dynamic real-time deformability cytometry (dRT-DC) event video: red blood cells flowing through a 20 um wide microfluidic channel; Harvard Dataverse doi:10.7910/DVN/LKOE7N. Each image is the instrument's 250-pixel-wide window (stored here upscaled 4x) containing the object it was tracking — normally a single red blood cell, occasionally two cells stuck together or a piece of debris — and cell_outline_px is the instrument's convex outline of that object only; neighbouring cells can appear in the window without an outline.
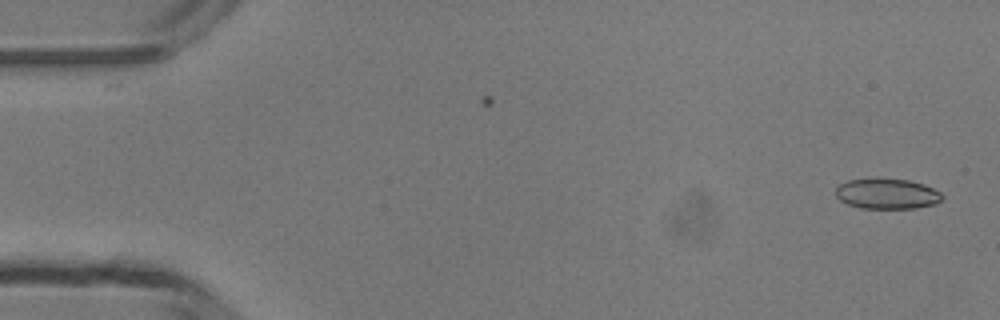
{"species": "common noctule bat (a hibernating species)", "species_latin": "Nyctalus noctula", "temperature_condition": "room temperature", "stored_images_in_passage": 48, "camera_frame_rate_fps": 3000, "um_per_image_px": 0.085, "animal": {"sex": "male", "body_mass_g": 13.3}, "frame": {"image": 1, "passage_image": 1, "time_ms": 0.0, "image_size_px": [1000, 320], "cell_outline_px": [[944, 200], [936, 204], [916, 208], [860, 208], [848, 204], [840, 200], [836, 196], [836, 188], [840, 184], [848, 180], [908, 180], [924, 184], [940, 192], [944, 196]], "centroid_in_image_um": [75.45, 16.5], "position_along_channel_um": 9.6, "area_um2": 18.55}}
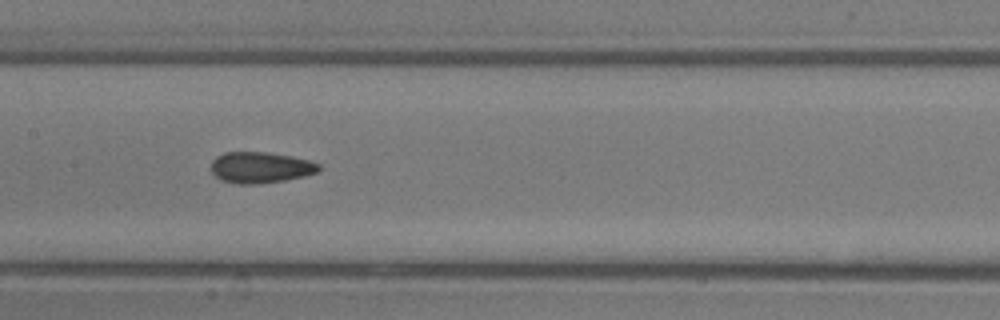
{"frame": {"image": 2, "passage_image": 23, "time_ms": 7.333, "image_size_px": [1000, 320], "cell_outline_px": [[320, 168], [316, 172], [304, 176], [284, 180], [260, 184], [240, 184], [220, 180], [212, 172], [212, 160], [216, 156], [224, 152], [264, 152], [292, 156], [308, 160], [320, 164]], "centroid_in_image_um": [22.12, 14.23], "position_along_channel_um": 185.3, "area_um2": 19.48}}
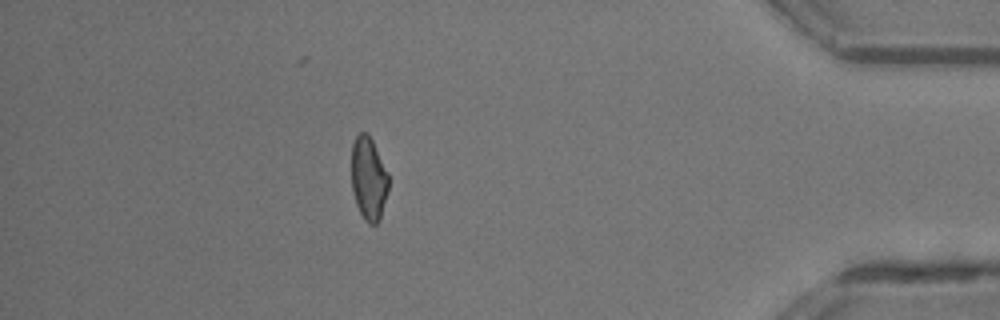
{"frame": {"image": 3, "passage_image": 42, "time_ms": 13.667, "image_size_px": [1000, 320], "cell_outline_px": [[388, 192], [380, 220], [376, 224], [368, 224], [364, 220], [356, 204], [352, 188], [352, 144], [356, 136], [360, 132], [368, 132], [388, 172]], "centroid_in_image_um": [31.34, 15.19], "position_along_channel_um": 403.9, "area_um2": 18.09}, "authors_computed_cell_mechanics": {"area_um2": 19.3052, "velocity_mm_per_s": 4.2173, "shape_relaxation_time_tau1_ms": 5.5406, "shape_relaxation_time_tau2_ms": 1.836, "deformation_change_tau1": 0.1183, "deformation_change_tau2": 0.0676}}